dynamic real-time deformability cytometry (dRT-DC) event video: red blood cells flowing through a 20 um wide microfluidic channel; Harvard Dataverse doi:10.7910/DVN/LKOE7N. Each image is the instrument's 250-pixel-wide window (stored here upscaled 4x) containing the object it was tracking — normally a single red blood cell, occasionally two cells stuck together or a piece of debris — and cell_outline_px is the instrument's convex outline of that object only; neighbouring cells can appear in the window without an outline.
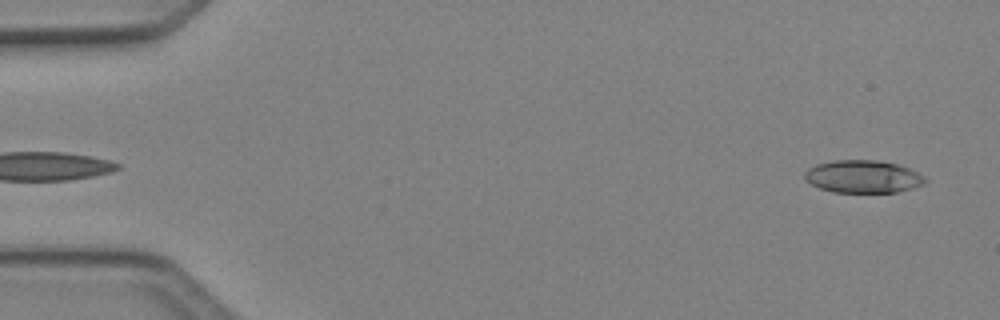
{"species": "Egyptian fruit bat (a non-hibernating species)", "species_latin": "Rousettus aegyptiacus", "temperature_condition": "cold", "stored_images_in_passage": 49, "camera_frame_rate_fps": 3000, "um_per_image_px": 0.085, "animal": {"sex": "female"}, "frame": {"image": 1, "passage_image": 2, "time_ms": 0.333, "image_size_px": [1000, 320], "cell_outline_px": [[928, 180], [924, 184], [912, 188], [896, 192], [832, 192], [820, 188], [804, 180], [804, 172], [808, 168], [816, 164], [832, 160], [876, 160], [900, 164], [924, 176]], "centroid_in_image_um": [73.34, 15.0], "position_along_channel_um": 11.7, "area_um2": 23.06}}
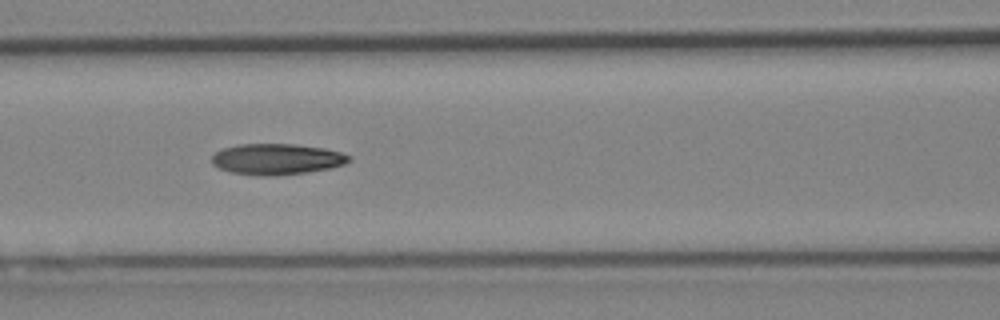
{"frame": {"image": 2, "passage_image": 21, "time_ms": 6.667, "image_size_px": [1000, 320], "cell_outline_px": [[352, 160], [344, 164], [332, 168], [308, 172], [272, 176], [264, 176], [232, 172], [220, 168], [212, 164], [212, 156], [216, 152], [224, 148], [236, 144], [296, 144], [324, 148], [340, 152], [352, 156]], "centroid_in_image_um": [23.56, 13.52], "position_along_channel_um": 143.0, "area_um2": 24.8}}
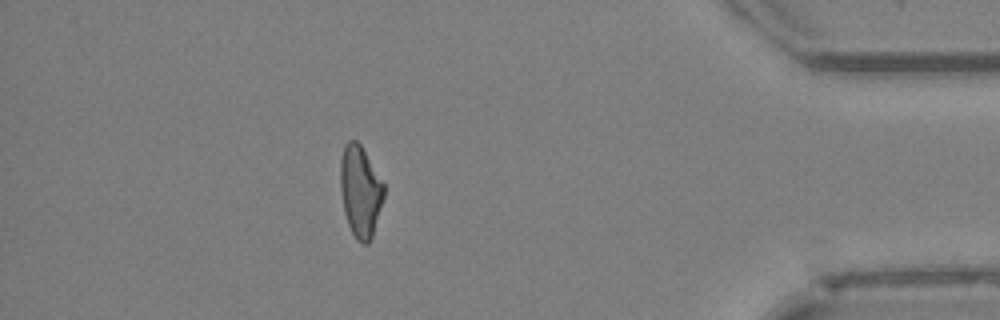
{"frame": {"image": 3, "passage_image": 43, "time_ms": 14.0, "image_size_px": [1000, 320], "cell_outline_px": [[384, 196], [372, 236], [368, 244], [360, 244], [356, 240], [348, 224], [344, 212], [340, 188], [340, 160], [344, 144], [348, 140], [356, 140], [360, 144], [384, 184]], "centroid_in_image_um": [30.6, 16.26], "position_along_channel_um": 404.6, "area_um2": 23.12}, "authors_computed_cell_mechanics": {"area_um2": 23.987, "velocity_mm_per_s": 4.154, "shape_relaxation_time_tau1_ms": null, "shape_relaxation_time_tau2_ms": 6.8252, "deformation_change_tau1": null, "deformation_change_tau2": 0.1874}}